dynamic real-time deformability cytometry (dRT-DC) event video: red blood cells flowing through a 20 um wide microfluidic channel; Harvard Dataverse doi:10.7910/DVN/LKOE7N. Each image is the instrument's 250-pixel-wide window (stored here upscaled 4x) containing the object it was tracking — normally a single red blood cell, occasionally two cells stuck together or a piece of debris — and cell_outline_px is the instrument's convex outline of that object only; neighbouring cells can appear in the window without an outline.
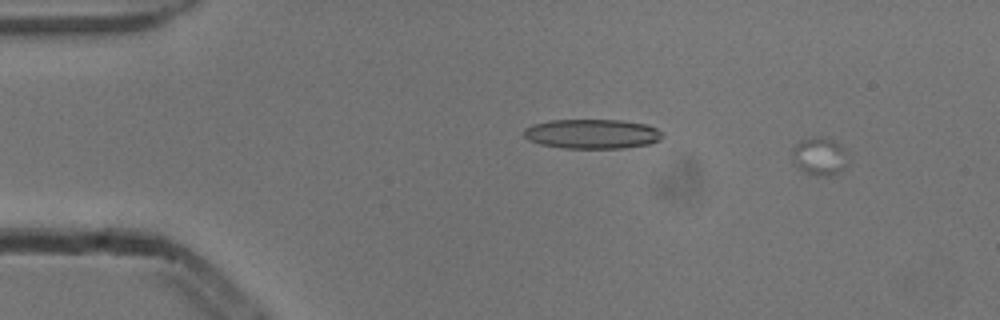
{"species": "common noctule bat (a hibernating species)", "species_latin": "Nyctalus noctula", "temperature_condition": "cold", "stored_images_in_passage": 4, "camera_frame_rate_fps": 3000, "um_per_image_px": 0.085, "animal": {"sex": "male", "body_mass_g": 13.3}, "frame": {"image": 1, "passage_image": 1, "time_ms": 0.0, "image_size_px": [1000, 320], "cell_outline_px": [[848, 164], [832, 176], [816, 176], [804, 172], [792, 160], [792, 148], [800, 140], [812, 136], [820, 136], [832, 140], [840, 148]], "centroid_in_image_um": [69.58, 13.3], "position_along_channel_um": 15.4, "area_um2": 12.02}}